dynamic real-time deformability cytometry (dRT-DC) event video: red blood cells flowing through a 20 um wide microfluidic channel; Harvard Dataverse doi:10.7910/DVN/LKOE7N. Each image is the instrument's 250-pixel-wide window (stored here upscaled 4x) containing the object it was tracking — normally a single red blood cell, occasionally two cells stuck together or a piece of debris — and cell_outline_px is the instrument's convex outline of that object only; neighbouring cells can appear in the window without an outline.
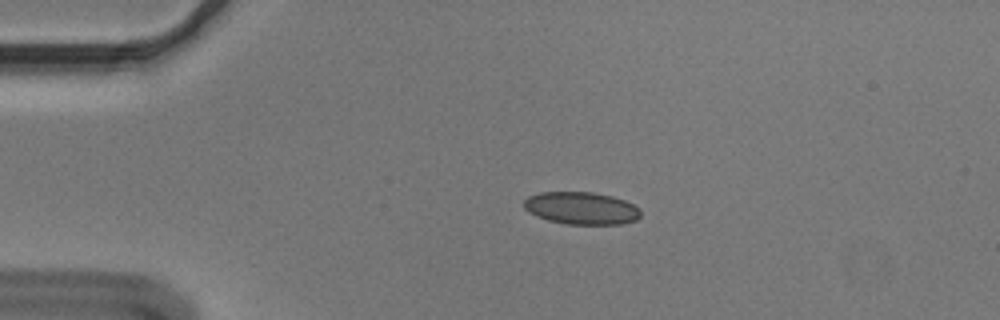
{"species": "Egyptian fruit bat (a non-hibernating species)", "species_latin": "Rousettus aegyptiacus", "temperature_condition": "cold", "stored_images_in_passage": 49, "camera_frame_rate_fps": 3000, "um_per_image_px": 0.085, "animal": {"sex": "male"}, "frame": {"image": 1, "passage_image": 6, "time_ms": 1.667, "image_size_px": [1000, 320], "cell_outline_px": [[640, 216], [636, 220], [620, 224], [568, 224], [548, 220], [536, 216], [528, 212], [524, 208], [524, 200], [528, 196], [540, 192], [592, 192], [612, 196], [624, 200], [640, 208]], "centroid_in_image_um": [49.4, 17.69], "position_along_channel_um": 35.6, "area_um2": 22.08}}
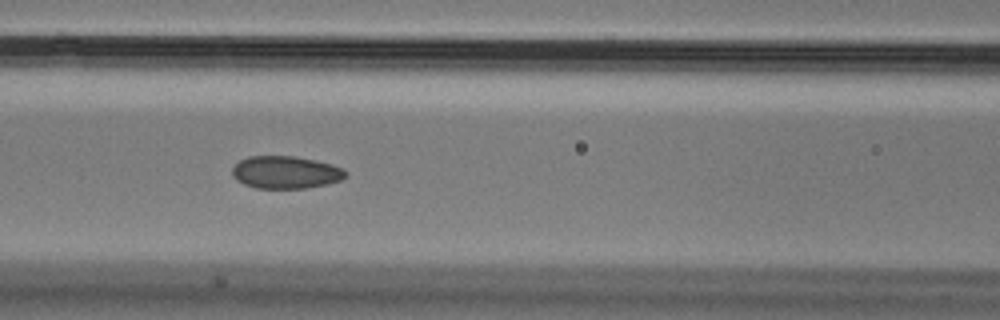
{"frame": {"image": 2, "passage_image": 18, "time_ms": 5.667, "image_size_px": [1000, 320], "cell_outline_px": [[348, 176], [340, 180], [328, 184], [308, 188], [256, 188], [244, 184], [236, 180], [232, 176], [232, 168], [240, 160], [248, 156], [296, 156], [316, 160], [332, 164], [344, 168], [348, 172]], "centroid_in_image_um": [24.31, 14.64], "position_along_channel_um": 142.3, "area_um2": 21.79}}
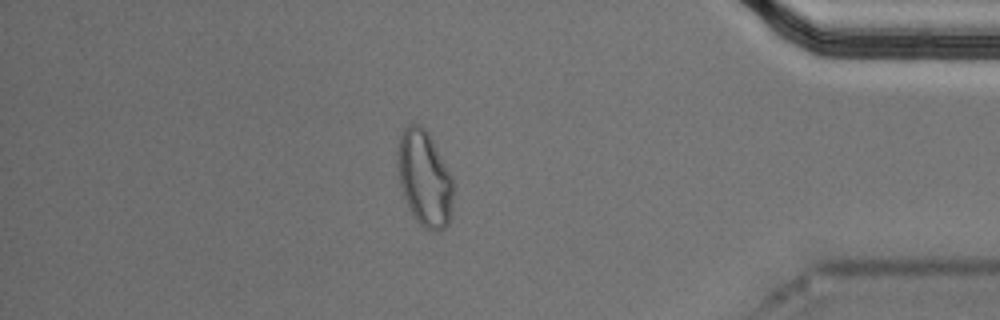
{"frame": {"image": 3, "passage_image": 42, "time_ms": 13.667, "image_size_px": [1000, 320], "cell_outline_px": [[452, 208], [448, 224], [444, 228], [436, 232], [432, 232], [424, 228], [416, 220], [408, 208], [400, 184], [396, 164], [396, 156], [400, 136], [404, 128], [408, 124], [420, 124], [428, 132], [452, 176]], "centroid_in_image_um": [36.06, 15.17], "position_along_channel_um": 399.1, "area_um2": 31.21}, "authors_computed_cell_mechanics": {"area_um2": 22.0218, "velocity_mm_per_s": 3.6155, "shape_relaxation_time_tau1_ms": null, "shape_relaxation_time_tau2_ms": 1.9659, "deformation_change_tau1": null, "deformation_change_tau2": 0.0534}}